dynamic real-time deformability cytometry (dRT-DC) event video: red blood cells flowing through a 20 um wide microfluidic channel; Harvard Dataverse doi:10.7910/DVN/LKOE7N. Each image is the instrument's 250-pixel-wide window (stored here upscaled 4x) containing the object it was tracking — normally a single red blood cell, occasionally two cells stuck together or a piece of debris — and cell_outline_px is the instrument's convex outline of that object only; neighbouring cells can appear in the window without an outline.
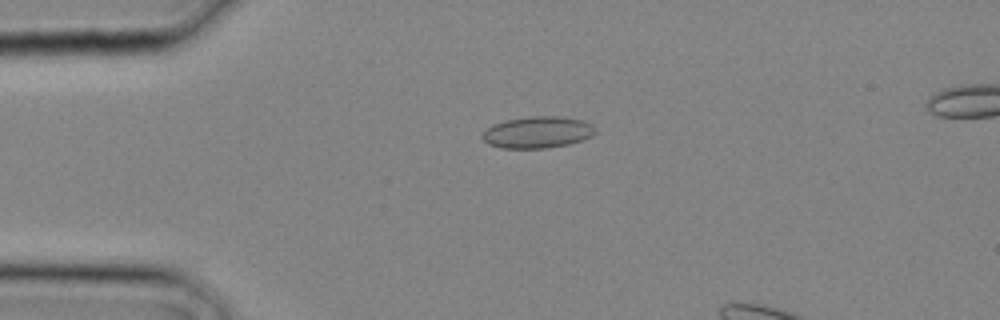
{"species": "common noctule bat (a hibernating species)", "species_latin": "Nyctalus noctula", "temperature_condition": "cold", "stored_images_in_passage": 10, "camera_frame_rate_fps": 3000, "um_per_image_px": 0.085, "animal": {"sex": "male", "body_mass_g": 20.4}, "frame": {"image": 1, "passage_image": 1, "time_ms": 0.0, "image_size_px": [1000, 320], "cell_outline_px": [[596, 132], [592, 136], [584, 140], [568, 144], [548, 148], [500, 148], [488, 144], [480, 136], [492, 124], [504, 120], [528, 116], [560, 116], [584, 120], [592, 124], [596, 128]], "centroid_in_image_um": [45.71, 11.24], "position_along_channel_um": 39.3, "area_um2": 21.15}}
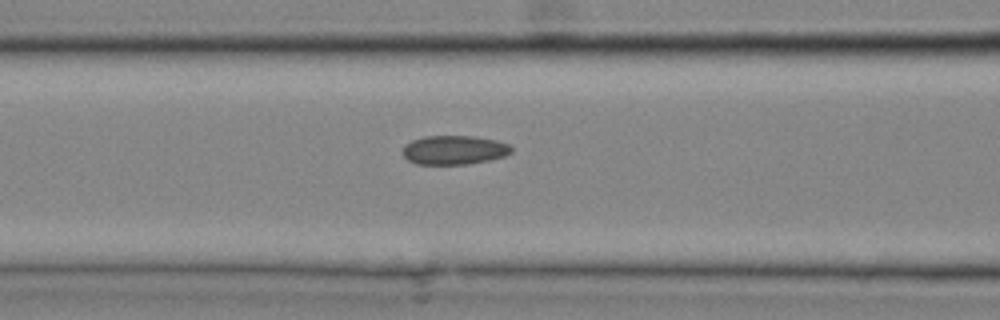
{"frame": {"image": 2, "passage_image": 6, "time_ms": 1.667, "image_size_px": [1000, 320], "cell_outline_px": [[512, 152], [504, 156], [488, 160], [468, 164], [416, 164], [408, 160], [400, 152], [404, 144], [412, 140], [424, 136], [476, 136], [496, 140], [508, 144], [512, 148]], "centroid_in_image_um": [38.56, 12.74], "position_along_channel_um": 128.0, "area_um2": 18.55}}
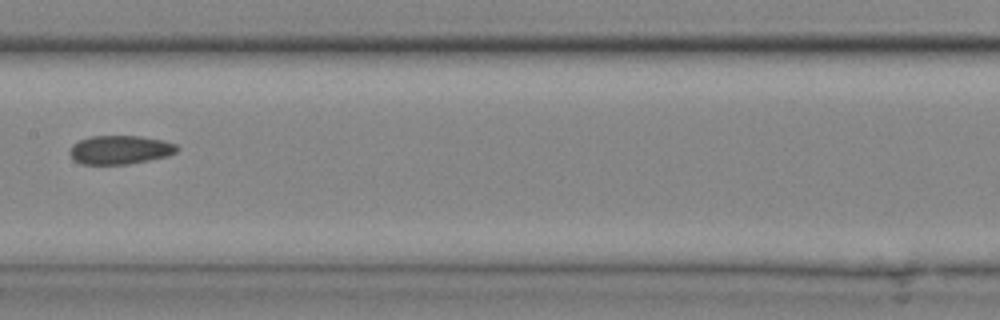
{"frame": {"image": 3, "passage_image": 9, "time_ms": 2.667, "image_size_px": [1000, 320], "cell_outline_px": [[180, 148], [176, 152], [168, 156], [128, 164], [80, 164], [72, 160], [68, 152], [72, 144], [80, 140], [92, 136], [140, 136], [164, 140], [176, 144]], "centroid_in_image_um": [10.19, 12.73], "position_along_channel_um": 197.2, "area_um2": 18.15}}